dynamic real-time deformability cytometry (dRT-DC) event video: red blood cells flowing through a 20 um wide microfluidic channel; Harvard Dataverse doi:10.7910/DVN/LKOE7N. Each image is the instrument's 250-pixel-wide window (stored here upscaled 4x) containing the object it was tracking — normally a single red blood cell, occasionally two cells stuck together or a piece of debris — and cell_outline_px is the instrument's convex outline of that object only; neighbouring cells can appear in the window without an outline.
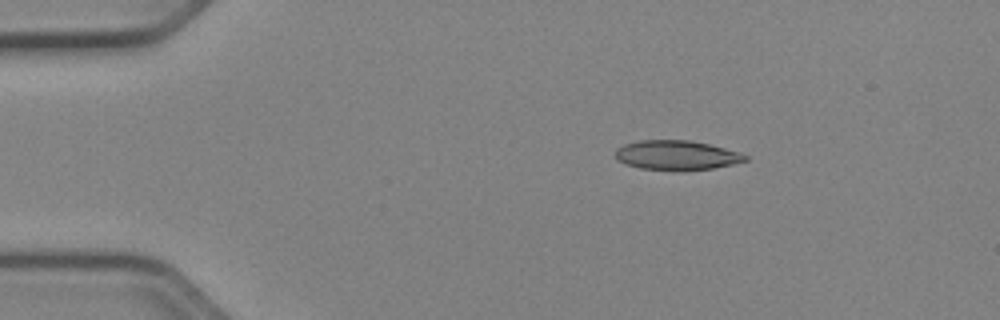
{"species": "Egyptian fruit bat (a non-hibernating species)", "species_latin": "Rousettus aegyptiacus", "temperature_condition": "cold", "stored_images_in_passage": 51, "camera_frame_rate_fps": 3000, "um_per_image_px": 0.085, "animal": {"sex": "female"}, "frame": {"image": 1, "passage_image": 9, "time_ms": 2.667, "image_size_px": [1000, 320], "cell_outline_px": [[748, 160], [732, 164], [712, 168], [684, 172], [676, 172], [640, 168], [624, 164], [616, 160], [616, 148], [624, 144], [640, 140], [688, 140], [708, 144], [740, 152], [748, 156]], "centroid_in_image_um": [57.49, 13.22], "position_along_channel_um": 27.5, "area_um2": 22.77}}
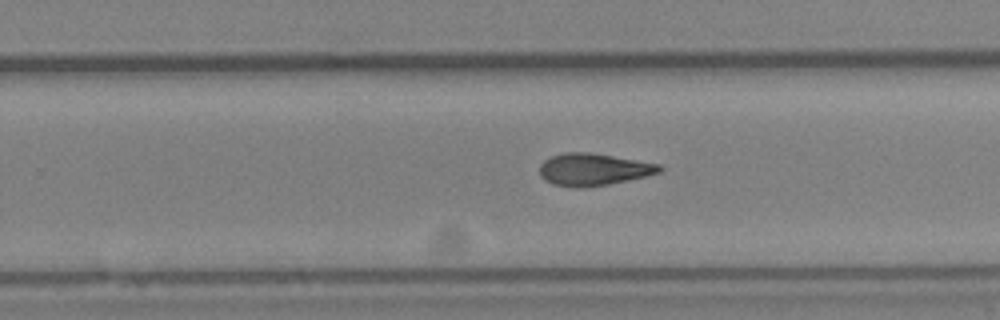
{"frame": {"image": 2, "passage_image": 33, "time_ms": 10.667, "image_size_px": [1000, 320], "cell_outline_px": [[664, 168], [660, 172], [628, 180], [608, 184], [580, 188], [572, 188], [552, 184], [544, 180], [540, 176], [540, 164], [544, 160], [552, 156], [564, 152], [588, 152], [660, 164]], "centroid_in_image_um": [50.4, 14.41], "position_along_channel_um": 279.4, "area_um2": 22.43}}
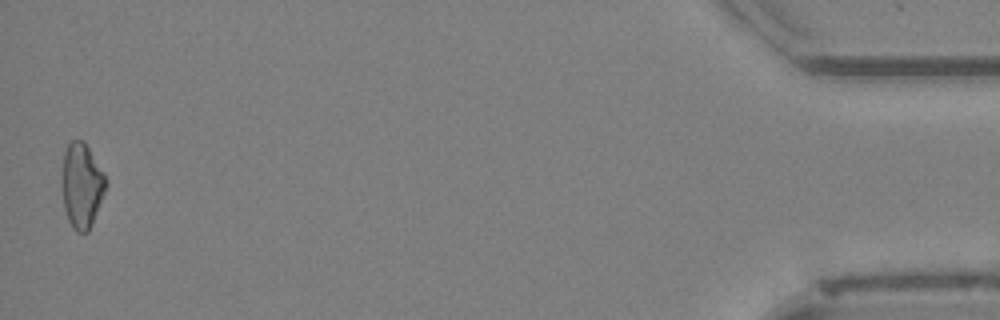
{"frame": {"image": 3, "passage_image": 51, "time_ms": 16.667, "image_size_px": [1000, 320], "cell_outline_px": [[108, 184], [88, 232], [76, 232], [72, 228], [68, 220], [64, 208], [60, 176], [64, 152], [68, 144], [72, 140], [84, 140], [104, 172]], "centroid_in_image_um": [6.93, 15.74], "position_along_channel_um": 428.3, "area_um2": 22.08}, "authors_computed_cell_mechanics": {"area_um2": 22.4264, "velocity_mm_per_s": 3.9726, "shape_relaxation_time_tau1_ms": null, "shape_relaxation_time_tau2_ms": 5.5093, "deformation_change_tau1": null, "deformation_change_tau2": 0.144}}